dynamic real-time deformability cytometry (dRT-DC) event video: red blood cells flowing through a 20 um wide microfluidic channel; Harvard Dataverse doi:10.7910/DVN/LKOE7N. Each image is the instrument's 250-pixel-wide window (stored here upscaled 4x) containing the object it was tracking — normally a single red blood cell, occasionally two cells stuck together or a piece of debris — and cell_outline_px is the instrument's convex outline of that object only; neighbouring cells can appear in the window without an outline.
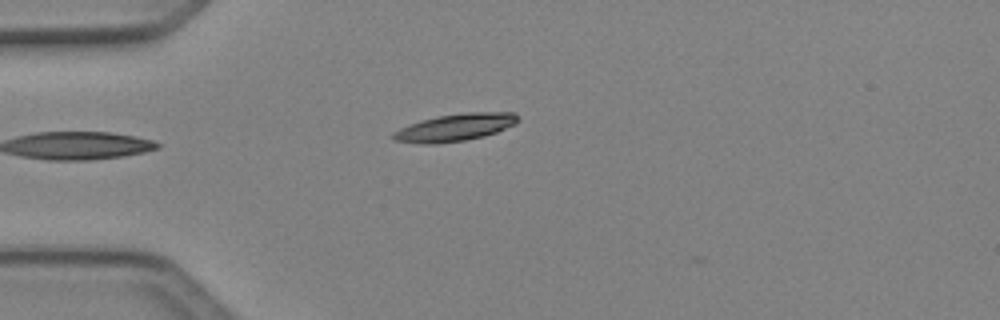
{"species": "Egyptian fruit bat (a non-hibernating species)", "species_latin": "Rousettus aegyptiacus", "temperature_condition": "cold", "stored_images_in_passage": 4, "camera_frame_rate_fps": 3000, "um_per_image_px": 0.085, "animal": {"sex": "female"}, "frame": {"image": 1, "passage_image": 2, "time_ms": 0.333, "image_size_px": [1000, 320], "cell_outline_px": [[516, 124], [496, 132], [484, 136], [464, 140], [436, 144], [420, 144], [392, 140], [392, 132], [408, 124], [420, 120], [436, 116], [464, 112], [516, 112]], "centroid_in_image_um": [38.62, 10.83], "position_along_channel_um": 46.4, "area_um2": 20.0}}
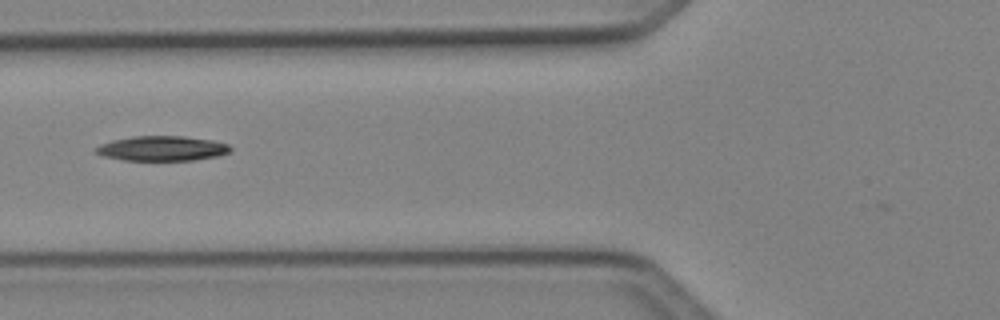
{"frame": {"image": 2, "passage_image": 4, "time_ms": 1.0, "image_size_px": [1000, 320], "cell_outline_px": [[232, 152], [216, 156], [196, 160], [124, 160], [104, 156], [92, 152], [100, 144], [112, 140], [132, 136], [184, 136], [212, 140], [228, 144], [232, 148]], "centroid_in_image_um": [13.78, 12.61], "position_along_channel_um": 112.0, "area_um2": 19.59}}